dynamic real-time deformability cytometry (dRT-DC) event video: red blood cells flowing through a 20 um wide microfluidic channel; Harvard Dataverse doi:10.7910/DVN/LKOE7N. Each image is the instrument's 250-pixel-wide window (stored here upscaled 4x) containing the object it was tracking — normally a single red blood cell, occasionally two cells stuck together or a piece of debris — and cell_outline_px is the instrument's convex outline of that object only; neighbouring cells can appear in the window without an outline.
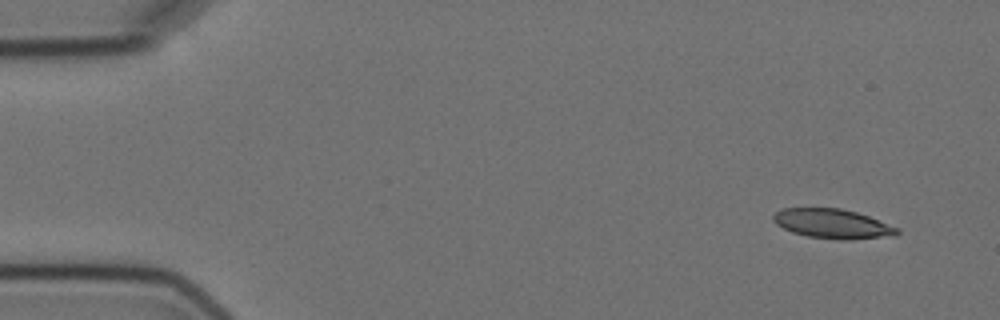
{"species": "Egyptian fruit bat (a non-hibernating species)", "species_latin": "Rousettus aegyptiacus", "temperature_condition": "cold", "stored_images_in_passage": 7, "camera_frame_rate_fps": 3000, "um_per_image_px": 0.085, "animal": {"sex": "female"}, "frame": {"image": 1, "passage_image": 1, "time_ms": 0.0, "image_size_px": [1000, 320], "cell_outline_px": [[900, 232], [896, 236], [848, 240], [840, 240], [808, 236], [792, 232], [776, 224], [772, 220], [772, 216], [776, 212], [784, 208], [840, 208], [856, 212], [868, 216], [900, 228]], "centroid_in_image_um": [70.8, 19.03], "position_along_channel_um": 14.2, "area_um2": 21.39}}
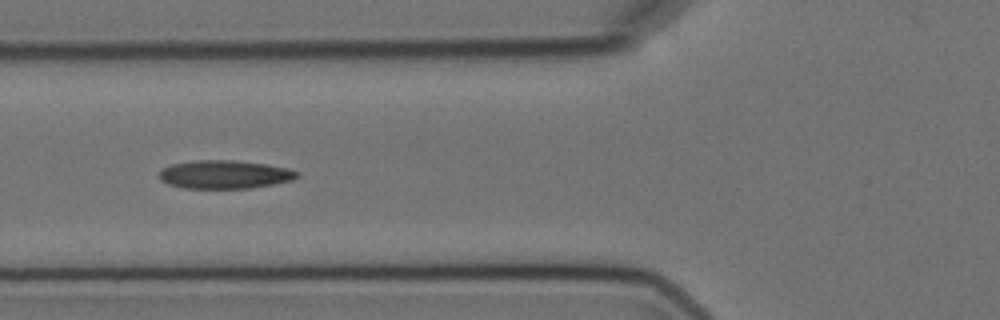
{"frame": {"image": 2, "passage_image": 6, "time_ms": 5.667, "image_size_px": [1000, 320], "cell_outline_px": [[300, 176], [292, 180], [272, 184], [248, 188], [184, 188], [168, 184], [160, 180], [160, 172], [164, 168], [172, 164], [196, 160], [236, 160], [268, 164], [288, 168], [300, 172]], "centroid_in_image_um": [19.13, 14.82], "position_along_channel_um": 106.7, "area_um2": 22.77}}
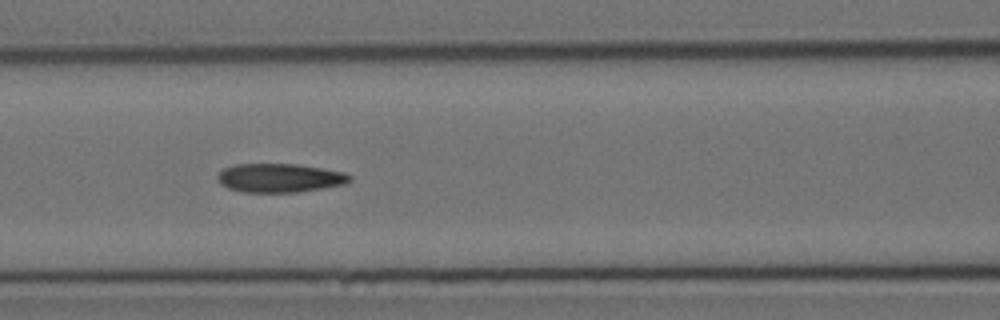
{"frame": {"image": 3, "passage_image": 7, "time_ms": 6.667, "image_size_px": [1000, 320], "cell_outline_px": [[352, 180], [344, 184], [296, 192], [244, 192], [228, 188], [220, 184], [216, 176], [224, 168], [236, 164], [296, 164], [344, 172], [352, 176]], "centroid_in_image_um": [23.75, 15.12], "position_along_channel_um": 142.9, "area_um2": 22.02}}